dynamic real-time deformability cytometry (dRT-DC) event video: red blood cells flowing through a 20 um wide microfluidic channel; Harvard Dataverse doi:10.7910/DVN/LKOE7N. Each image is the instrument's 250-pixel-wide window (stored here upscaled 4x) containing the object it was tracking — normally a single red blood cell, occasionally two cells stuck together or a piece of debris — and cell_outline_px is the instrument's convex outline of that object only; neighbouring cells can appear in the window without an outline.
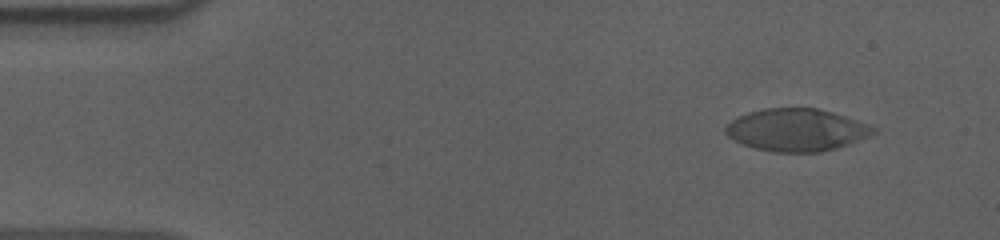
{"species": "human", "species_latin": "Homo sapiens", "temperature_condition": "cold", "stored_images_in_passage": 26, "camera_frame_rate_fps": 3000, "um_per_image_px": 0.085, "donor": {"sex": "male"}, "frame": {"image": 1, "passage_image": 5, "time_ms": 1.333, "image_size_px": [1000, 240], "cell_outline_px": [[880, 128], [876, 132], [868, 136], [848, 144], [836, 148], [820, 152], [776, 152], [756, 148], [744, 144], [728, 136], [724, 132], [724, 128], [736, 116], [748, 112], [764, 108], [816, 108], [832, 112]], "centroid_in_image_um": [67.71, 11.03], "position_along_channel_um": 17.3, "area_um2": 36.36}}
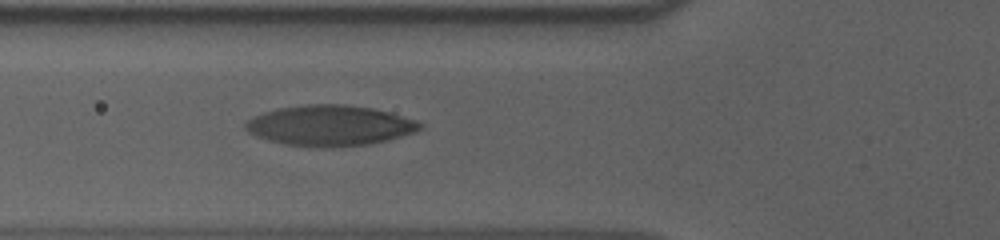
{"frame": {"image": 2, "passage_image": 20, "time_ms": 6.333, "image_size_px": [1000, 240], "cell_outline_px": [[424, 128], [416, 132], [388, 140], [368, 144], [332, 148], [312, 148], [284, 144], [268, 140], [256, 136], [248, 132], [244, 128], [244, 124], [252, 116], [264, 112], [280, 108], [308, 104], [344, 104], [372, 108], [388, 112], [416, 120], [424, 124]], "centroid_in_image_um": [28.04, 10.69], "position_along_channel_um": 97.8, "area_um2": 41.62}}
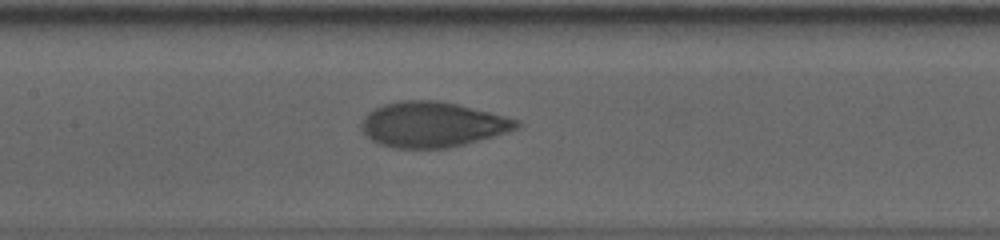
{"frame": {"image": 3, "passage_image": 26, "time_ms": 8.333, "image_size_px": [1000, 240], "cell_outline_px": [[520, 128], [464, 144], [448, 148], [396, 148], [380, 144], [372, 140], [364, 132], [364, 116], [372, 108], [384, 104], [400, 100], [436, 100], [456, 104], [520, 120]], "centroid_in_image_um": [36.75, 10.58], "position_along_channel_um": 170.6, "area_um2": 40.46}}